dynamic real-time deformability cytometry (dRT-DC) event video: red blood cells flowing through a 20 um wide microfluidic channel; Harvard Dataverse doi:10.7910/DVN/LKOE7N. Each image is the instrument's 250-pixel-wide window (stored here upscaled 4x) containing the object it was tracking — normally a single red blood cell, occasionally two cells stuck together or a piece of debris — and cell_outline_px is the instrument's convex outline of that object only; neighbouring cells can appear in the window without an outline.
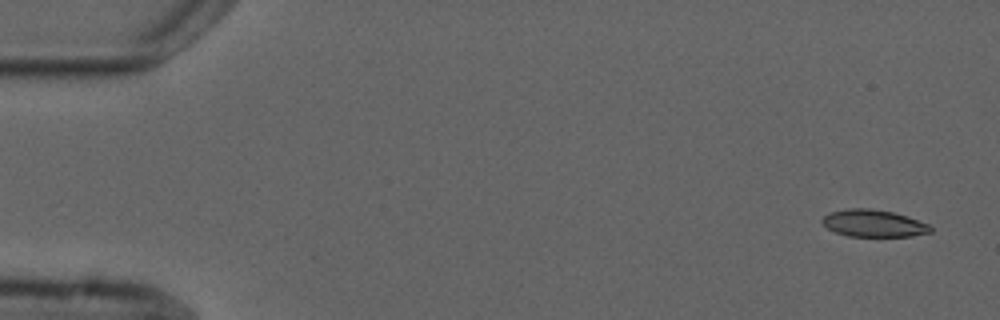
{"species": "common noctule bat (a hibernating species)", "species_latin": "Nyctalus noctula", "temperature_condition": "cold", "stored_images_in_passage": 5, "camera_frame_rate_fps": 3000, "um_per_image_px": 0.085, "animal": {"sex": "male", "forearm_length_mm": 52.5}, "frame": {"image": 1, "passage_image": 1, "time_ms": 0.0, "image_size_px": [1000, 320], "cell_outline_px": [[932, 232], [912, 236], [848, 236], [836, 232], [828, 228], [820, 220], [828, 212], [848, 208], [872, 208], [892, 212], [908, 216], [928, 224], [932, 228]], "centroid_in_image_um": [74.25, 18.97], "position_along_channel_um": 10.8, "area_um2": 17.17}}
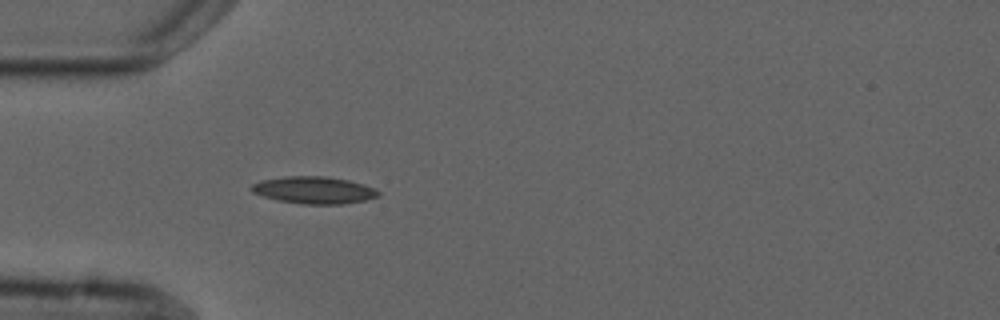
{"frame": {"image": 2, "passage_image": 5, "time_ms": 4.667, "image_size_px": [1000, 320], "cell_outline_px": [[380, 196], [364, 200], [344, 204], [300, 204], [280, 200], [264, 196], [252, 192], [248, 188], [252, 184], [260, 180], [284, 176], [328, 176], [348, 180], [364, 184], [376, 188], [380, 192]], "centroid_in_image_um": [26.7, 16.15], "position_along_channel_um": 58.3, "area_um2": 20.23}}